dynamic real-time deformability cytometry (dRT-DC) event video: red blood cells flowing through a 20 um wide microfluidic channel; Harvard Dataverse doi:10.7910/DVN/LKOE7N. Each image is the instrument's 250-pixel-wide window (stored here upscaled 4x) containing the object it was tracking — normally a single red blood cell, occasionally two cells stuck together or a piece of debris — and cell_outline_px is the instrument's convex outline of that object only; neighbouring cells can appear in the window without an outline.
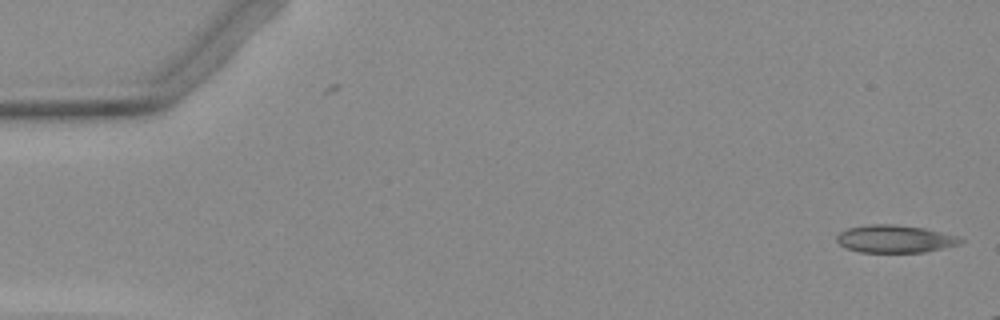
{"species": "Egyptian fruit bat (a non-hibernating species)", "species_latin": "Rousettus aegyptiacus", "temperature_condition": "warm", "stored_images_in_passage": 4, "camera_frame_rate_fps": 3000, "um_per_image_px": 0.085, "animal": {"sex": "female"}, "frame": {"image": 1, "passage_image": 4, "time_ms": 1.0, "image_size_px": [1000, 320], "cell_outline_px": [[964, 240], [960, 244], [944, 248], [924, 252], [860, 252], [844, 248], [836, 240], [836, 236], [840, 232], [848, 228], [868, 224], [892, 224], [924, 228], [960, 236]], "centroid_in_image_um": [76.08, 20.3], "position_along_channel_um": 8.9, "area_um2": 20.06}}